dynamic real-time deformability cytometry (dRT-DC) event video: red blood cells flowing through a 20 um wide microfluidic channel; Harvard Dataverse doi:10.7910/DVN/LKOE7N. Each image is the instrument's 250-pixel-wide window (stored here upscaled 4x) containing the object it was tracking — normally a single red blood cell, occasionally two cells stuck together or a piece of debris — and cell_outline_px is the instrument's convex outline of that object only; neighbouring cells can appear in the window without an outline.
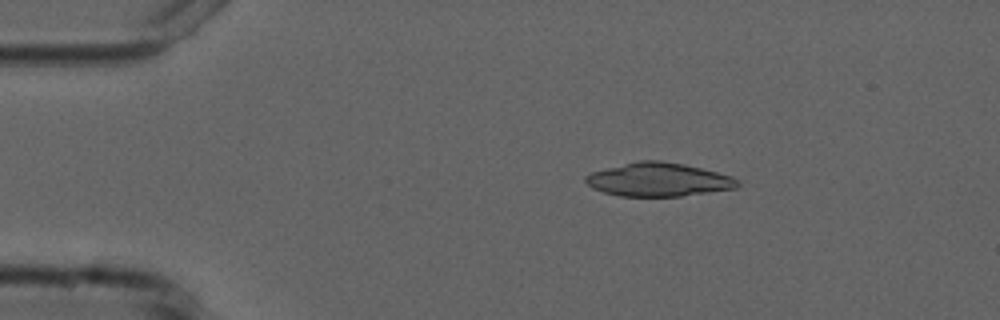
{"species": "common noctule bat (a hibernating species)", "species_latin": "Nyctalus noctula", "temperature_condition": "cold", "stored_images_in_passage": 4, "camera_frame_rate_fps": 3000, "um_per_image_px": 0.085, "animal": {"sex": "male", "forearm_length_mm": 52.5}, "frame": {"image": 1, "passage_image": 3, "time_ms": 2.0, "image_size_px": [1000, 320], "cell_outline_px": [[744, 184], [736, 188], [680, 196], [620, 196], [604, 192], [592, 188], [584, 180], [584, 176], [592, 172], [640, 160], [660, 160], [684, 164], [732, 176], [740, 180]], "centroid_in_image_um": [56.01, 15.27], "position_along_channel_um": 29.0, "area_um2": 29.59}}